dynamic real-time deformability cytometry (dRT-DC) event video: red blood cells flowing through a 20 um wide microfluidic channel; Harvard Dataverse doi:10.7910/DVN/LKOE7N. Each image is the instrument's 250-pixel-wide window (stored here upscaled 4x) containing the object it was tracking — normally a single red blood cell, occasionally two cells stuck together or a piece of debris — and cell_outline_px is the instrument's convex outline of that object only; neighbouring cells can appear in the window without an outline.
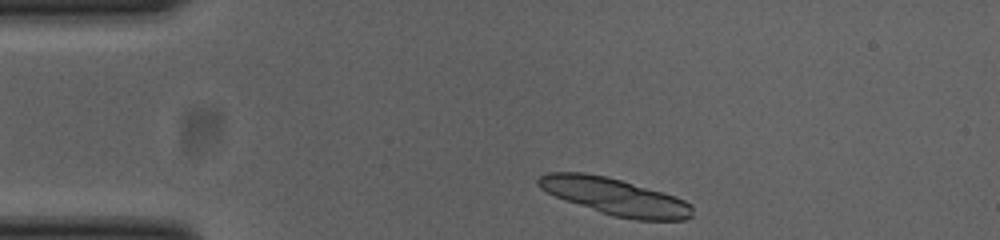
{"species": "common noctule bat (a hibernating species)", "species_latin": "Nyctalus noctula", "temperature_condition": "cold", "stored_images_in_passage": 31, "camera_frame_rate_fps": 3000, "um_per_image_px": 0.085, "animal": {"sex": "female", "body_mass_g": 23.0, "forearm_length_mm": 53.4}, "frame": {"image": 1, "passage_image": 1, "time_ms": 0.0, "image_size_px": [1000, 240], "cell_outline_px": [[692, 216], [684, 220], [636, 220], [612, 216], [600, 212], [556, 196], [540, 188], [536, 184], [536, 180], [540, 176], [548, 172], [584, 172], [604, 176], [620, 180], [660, 192], [684, 200], [692, 204]], "centroid_in_image_um": [52.25, 16.72], "position_along_channel_um": 32.8, "area_um2": 32.6}, "authors_computed_cell_mechanics": {"area_um2": 18.9006, "velocity_mm_per_s": 3.81, "shape_relaxation_time_tau1_ms": 2.7267, "shape_relaxation_time_tau2_ms": null, "deformation_change_tau1": 0.0655, "deformation_change_tau2": null}}